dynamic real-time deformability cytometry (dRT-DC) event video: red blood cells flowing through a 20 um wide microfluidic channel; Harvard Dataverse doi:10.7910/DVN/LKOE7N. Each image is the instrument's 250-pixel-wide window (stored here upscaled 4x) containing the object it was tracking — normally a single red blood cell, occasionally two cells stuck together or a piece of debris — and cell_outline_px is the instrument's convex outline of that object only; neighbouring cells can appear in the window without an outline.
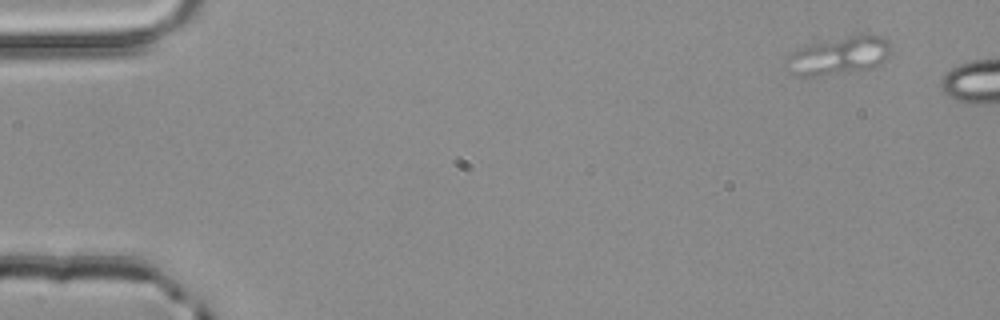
{"species": "common noctule bat (a hibernating species)", "species_latin": "Nyctalus noctula", "temperature_condition": "room temperature", "stored_images_in_passage": 4, "camera_frame_rate_fps": 3000, "um_per_image_px": 0.085, "animal": {"sex": "male", "body_mass_g": 20.4}, "frame": {"image": 1, "passage_image": 1, "time_ms": 0.0, "image_size_px": [1000, 320], "cell_outline_px": [[892, 52], [884, 60], [868, 68], [812, 76], [792, 76], [784, 68], [784, 56], [788, 52], [812, 44], [860, 32], [868, 32], [884, 36], [888, 40], [892, 48]], "centroid_in_image_um": [71.26, 4.68], "position_along_channel_um": 13.7, "area_um2": 23.7}}
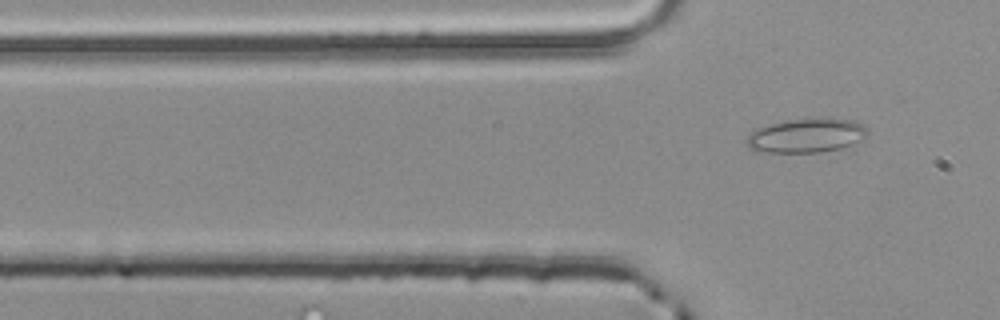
{"frame": {"image": 2, "passage_image": 4, "time_ms": 1.0, "image_size_px": [1000, 320], "cell_outline_px": [[868, 132], [864, 140], [840, 148], [820, 152], [756, 152], [748, 148], [744, 144], [744, 140], [752, 132], [760, 128], [772, 124], [788, 120], [824, 116], [852, 120], [864, 124], [868, 128]], "centroid_in_image_um": [68.58, 11.51], "position_along_channel_um": 57.2, "area_um2": 24.57}}